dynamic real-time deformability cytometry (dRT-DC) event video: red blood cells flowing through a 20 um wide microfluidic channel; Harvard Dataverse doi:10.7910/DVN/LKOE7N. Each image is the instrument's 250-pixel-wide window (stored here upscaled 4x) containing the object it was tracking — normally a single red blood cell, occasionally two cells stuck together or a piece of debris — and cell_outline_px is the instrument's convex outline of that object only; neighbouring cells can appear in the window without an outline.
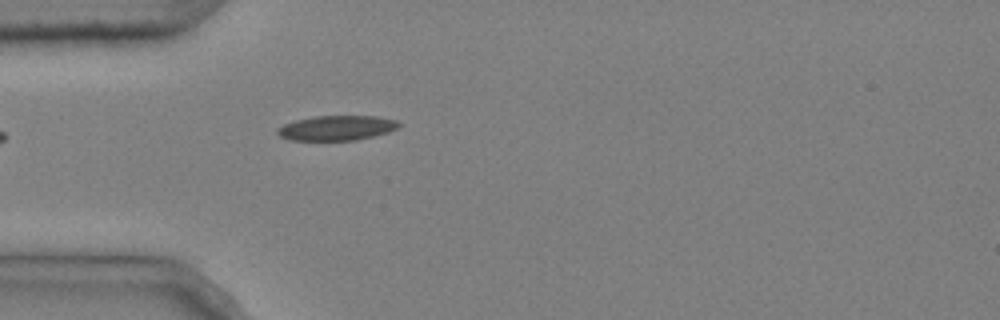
{"species": "common noctule bat (a hibernating species)", "species_latin": "Nyctalus noctula", "temperature_condition": "cold", "stored_images_in_passage": 3, "camera_frame_rate_fps": 3000, "um_per_image_px": 0.085, "animal": {"sex": "male", "body_mass_g": 20.4}, "frame": {"image": 1, "passage_image": 3, "time_ms": 0.667, "image_size_px": [1000, 320], "cell_outline_px": [[400, 124], [396, 128], [388, 132], [356, 140], [288, 140], [280, 136], [276, 132], [276, 128], [284, 124], [296, 120], [316, 116], [376, 116], [396, 120]], "centroid_in_image_um": [28.58, 10.87], "position_along_channel_um": 56.4, "area_um2": 17.46}}